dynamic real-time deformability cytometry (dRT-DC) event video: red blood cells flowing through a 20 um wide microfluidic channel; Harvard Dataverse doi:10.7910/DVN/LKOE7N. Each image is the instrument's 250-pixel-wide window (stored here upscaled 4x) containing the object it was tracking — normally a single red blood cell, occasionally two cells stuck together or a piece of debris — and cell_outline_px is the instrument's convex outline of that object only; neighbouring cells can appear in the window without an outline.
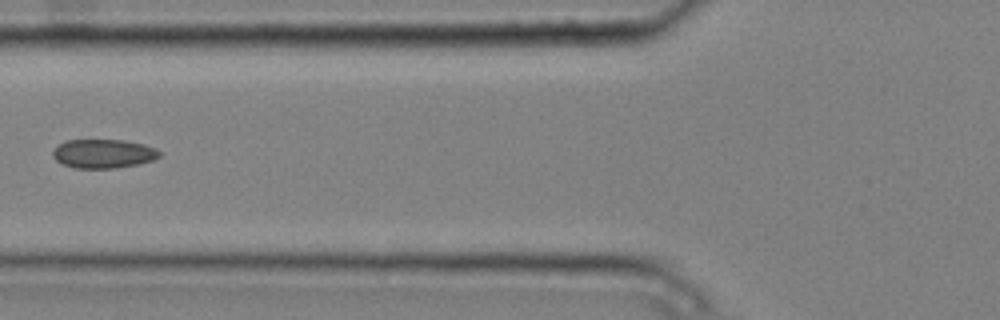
{"species": "common noctule bat (a hibernating species)", "species_latin": "Nyctalus noctula", "temperature_condition": "cold", "stored_images_in_passage": 5, "camera_frame_rate_fps": 3000, "um_per_image_px": 0.085, "animal": {"sex": "male", "body_mass_g": 20.4}, "frame": {"image": 1, "passage_image": 5, "time_ms": 1.333, "image_size_px": [1000, 320], "cell_outline_px": [[160, 156], [152, 160], [136, 164], [116, 168], [76, 168], [64, 164], [56, 160], [52, 156], [52, 152], [64, 140], [124, 140], [144, 144], [156, 148], [160, 152]], "centroid_in_image_um": [8.79, 13.05], "position_along_channel_um": 117.0, "area_um2": 17.86}}